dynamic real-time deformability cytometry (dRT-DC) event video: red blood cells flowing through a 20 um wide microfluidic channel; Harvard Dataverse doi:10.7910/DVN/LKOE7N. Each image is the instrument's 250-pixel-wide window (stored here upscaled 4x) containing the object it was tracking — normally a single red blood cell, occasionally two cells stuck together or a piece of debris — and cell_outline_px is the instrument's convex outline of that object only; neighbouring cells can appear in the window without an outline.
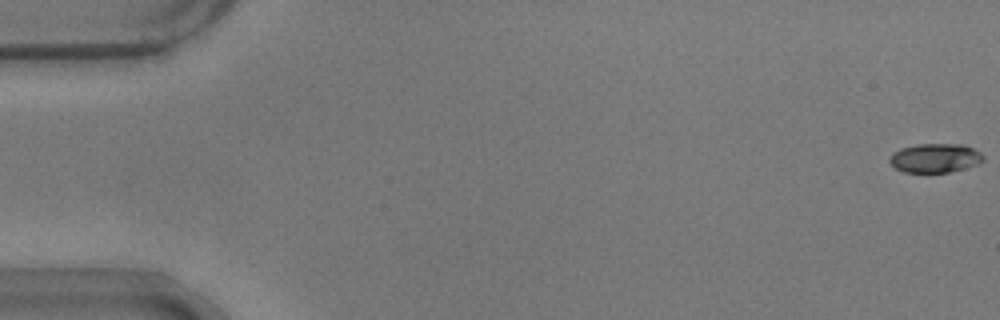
{"species": "common noctule bat (a hibernating species)", "species_latin": "Nyctalus noctula", "temperature_condition": "warm", "stored_images_in_passage": 12, "camera_frame_rate_fps": 3000, "um_per_image_px": 0.085, "animal": {"sex": "male", "body_mass_g": 17.9}, "frame": {"image": 1, "passage_image": 1, "time_ms": 0.0, "image_size_px": [1000, 320], "cell_outline_px": [[984, 160], [980, 164], [948, 172], [904, 172], [896, 168], [888, 160], [892, 152], [900, 148], [916, 144], [964, 144], [980, 152], [984, 156]], "centroid_in_image_um": [79.49, 13.42], "position_along_channel_um": 5.5, "area_um2": 15.95}}